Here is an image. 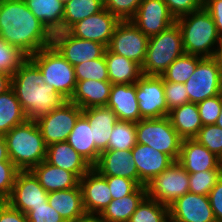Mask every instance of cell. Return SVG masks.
Returning <instances> with one entry per match:
<instances>
[{
  "instance_id": "1",
  "label": "cell",
  "mask_w": 222,
  "mask_h": 222,
  "mask_svg": "<svg viewBox=\"0 0 222 222\" xmlns=\"http://www.w3.org/2000/svg\"><path fill=\"white\" fill-rule=\"evenodd\" d=\"M0 38L27 57L52 45V34L24 0H0Z\"/></svg>"
},
{
  "instance_id": "2",
  "label": "cell",
  "mask_w": 222,
  "mask_h": 222,
  "mask_svg": "<svg viewBox=\"0 0 222 222\" xmlns=\"http://www.w3.org/2000/svg\"><path fill=\"white\" fill-rule=\"evenodd\" d=\"M13 89L28 120H37L68 100L46 84L39 68L27 58L12 75Z\"/></svg>"
},
{
  "instance_id": "3",
  "label": "cell",
  "mask_w": 222,
  "mask_h": 222,
  "mask_svg": "<svg viewBox=\"0 0 222 222\" xmlns=\"http://www.w3.org/2000/svg\"><path fill=\"white\" fill-rule=\"evenodd\" d=\"M4 138L9 159L20 171H29L46 160L47 145L36 121L15 126Z\"/></svg>"
},
{
  "instance_id": "4",
  "label": "cell",
  "mask_w": 222,
  "mask_h": 222,
  "mask_svg": "<svg viewBox=\"0 0 222 222\" xmlns=\"http://www.w3.org/2000/svg\"><path fill=\"white\" fill-rule=\"evenodd\" d=\"M181 29L183 49L186 54L213 58L216 49L212 46L221 42L215 21L202 6L199 10L176 19Z\"/></svg>"
},
{
  "instance_id": "5",
  "label": "cell",
  "mask_w": 222,
  "mask_h": 222,
  "mask_svg": "<svg viewBox=\"0 0 222 222\" xmlns=\"http://www.w3.org/2000/svg\"><path fill=\"white\" fill-rule=\"evenodd\" d=\"M180 27L175 22L168 29L149 38L142 73L146 76H162L168 66L183 55Z\"/></svg>"
},
{
  "instance_id": "6",
  "label": "cell",
  "mask_w": 222,
  "mask_h": 222,
  "mask_svg": "<svg viewBox=\"0 0 222 222\" xmlns=\"http://www.w3.org/2000/svg\"><path fill=\"white\" fill-rule=\"evenodd\" d=\"M28 58L39 68L45 83L70 100L77 83L74 67L52 45Z\"/></svg>"
},
{
  "instance_id": "7",
  "label": "cell",
  "mask_w": 222,
  "mask_h": 222,
  "mask_svg": "<svg viewBox=\"0 0 222 222\" xmlns=\"http://www.w3.org/2000/svg\"><path fill=\"white\" fill-rule=\"evenodd\" d=\"M137 143L151 146L174 161L178 160L182 138L171 125L169 118L141 119L136 123Z\"/></svg>"
},
{
  "instance_id": "8",
  "label": "cell",
  "mask_w": 222,
  "mask_h": 222,
  "mask_svg": "<svg viewBox=\"0 0 222 222\" xmlns=\"http://www.w3.org/2000/svg\"><path fill=\"white\" fill-rule=\"evenodd\" d=\"M187 192H189V173L178 161H174L146 185L147 197L168 207Z\"/></svg>"
},
{
  "instance_id": "9",
  "label": "cell",
  "mask_w": 222,
  "mask_h": 222,
  "mask_svg": "<svg viewBox=\"0 0 222 222\" xmlns=\"http://www.w3.org/2000/svg\"><path fill=\"white\" fill-rule=\"evenodd\" d=\"M81 114L82 109L68 100L61 107L35 120L45 144L49 146L67 141L68 135Z\"/></svg>"
},
{
  "instance_id": "10",
  "label": "cell",
  "mask_w": 222,
  "mask_h": 222,
  "mask_svg": "<svg viewBox=\"0 0 222 222\" xmlns=\"http://www.w3.org/2000/svg\"><path fill=\"white\" fill-rule=\"evenodd\" d=\"M189 102L199 103L222 93V75L214 58H203L185 83Z\"/></svg>"
},
{
  "instance_id": "11",
  "label": "cell",
  "mask_w": 222,
  "mask_h": 222,
  "mask_svg": "<svg viewBox=\"0 0 222 222\" xmlns=\"http://www.w3.org/2000/svg\"><path fill=\"white\" fill-rule=\"evenodd\" d=\"M148 42L149 37L143 34L130 20H125L120 21L116 26L107 48L142 66L146 59Z\"/></svg>"
},
{
  "instance_id": "12",
  "label": "cell",
  "mask_w": 222,
  "mask_h": 222,
  "mask_svg": "<svg viewBox=\"0 0 222 222\" xmlns=\"http://www.w3.org/2000/svg\"><path fill=\"white\" fill-rule=\"evenodd\" d=\"M136 97L142 119H158L168 116L163 78L142 75L136 82Z\"/></svg>"
},
{
  "instance_id": "13",
  "label": "cell",
  "mask_w": 222,
  "mask_h": 222,
  "mask_svg": "<svg viewBox=\"0 0 222 222\" xmlns=\"http://www.w3.org/2000/svg\"><path fill=\"white\" fill-rule=\"evenodd\" d=\"M52 46L73 67L83 62L101 58L106 50L103 44L77 38L68 31L52 34Z\"/></svg>"
},
{
  "instance_id": "14",
  "label": "cell",
  "mask_w": 222,
  "mask_h": 222,
  "mask_svg": "<svg viewBox=\"0 0 222 222\" xmlns=\"http://www.w3.org/2000/svg\"><path fill=\"white\" fill-rule=\"evenodd\" d=\"M6 201L12 208L26 214L31 207H39L47 203L48 192L30 170L19 171L12 192Z\"/></svg>"
},
{
  "instance_id": "15",
  "label": "cell",
  "mask_w": 222,
  "mask_h": 222,
  "mask_svg": "<svg viewBox=\"0 0 222 222\" xmlns=\"http://www.w3.org/2000/svg\"><path fill=\"white\" fill-rule=\"evenodd\" d=\"M119 22L116 16L103 8L98 13L76 22L67 31L77 38L95 41L107 48Z\"/></svg>"
},
{
  "instance_id": "16",
  "label": "cell",
  "mask_w": 222,
  "mask_h": 222,
  "mask_svg": "<svg viewBox=\"0 0 222 222\" xmlns=\"http://www.w3.org/2000/svg\"><path fill=\"white\" fill-rule=\"evenodd\" d=\"M147 37L158 35L172 26L176 19L163 0H142L130 20Z\"/></svg>"
},
{
  "instance_id": "17",
  "label": "cell",
  "mask_w": 222,
  "mask_h": 222,
  "mask_svg": "<svg viewBox=\"0 0 222 222\" xmlns=\"http://www.w3.org/2000/svg\"><path fill=\"white\" fill-rule=\"evenodd\" d=\"M169 222H216L209 197L187 192L169 206Z\"/></svg>"
},
{
  "instance_id": "18",
  "label": "cell",
  "mask_w": 222,
  "mask_h": 222,
  "mask_svg": "<svg viewBox=\"0 0 222 222\" xmlns=\"http://www.w3.org/2000/svg\"><path fill=\"white\" fill-rule=\"evenodd\" d=\"M79 185L87 214L99 215L113 200L106 178L94 168L79 179Z\"/></svg>"
},
{
  "instance_id": "19",
  "label": "cell",
  "mask_w": 222,
  "mask_h": 222,
  "mask_svg": "<svg viewBox=\"0 0 222 222\" xmlns=\"http://www.w3.org/2000/svg\"><path fill=\"white\" fill-rule=\"evenodd\" d=\"M138 170V185L146 186L154 177L165 171L174 160L151 146L137 143L131 149Z\"/></svg>"
},
{
  "instance_id": "20",
  "label": "cell",
  "mask_w": 222,
  "mask_h": 222,
  "mask_svg": "<svg viewBox=\"0 0 222 222\" xmlns=\"http://www.w3.org/2000/svg\"><path fill=\"white\" fill-rule=\"evenodd\" d=\"M190 174L206 170H222V160L193 139H182L177 160Z\"/></svg>"
},
{
  "instance_id": "21",
  "label": "cell",
  "mask_w": 222,
  "mask_h": 222,
  "mask_svg": "<svg viewBox=\"0 0 222 222\" xmlns=\"http://www.w3.org/2000/svg\"><path fill=\"white\" fill-rule=\"evenodd\" d=\"M102 176H119L138 184V170L131 150H104L92 167Z\"/></svg>"
},
{
  "instance_id": "22",
  "label": "cell",
  "mask_w": 222,
  "mask_h": 222,
  "mask_svg": "<svg viewBox=\"0 0 222 222\" xmlns=\"http://www.w3.org/2000/svg\"><path fill=\"white\" fill-rule=\"evenodd\" d=\"M106 107L113 110L118 120L137 123L141 115L135 84H112Z\"/></svg>"
},
{
  "instance_id": "23",
  "label": "cell",
  "mask_w": 222,
  "mask_h": 222,
  "mask_svg": "<svg viewBox=\"0 0 222 222\" xmlns=\"http://www.w3.org/2000/svg\"><path fill=\"white\" fill-rule=\"evenodd\" d=\"M46 161L53 166L73 172L79 179L92 168L67 141L47 146Z\"/></svg>"
},
{
  "instance_id": "24",
  "label": "cell",
  "mask_w": 222,
  "mask_h": 222,
  "mask_svg": "<svg viewBox=\"0 0 222 222\" xmlns=\"http://www.w3.org/2000/svg\"><path fill=\"white\" fill-rule=\"evenodd\" d=\"M82 114L91 125L95 147L101 153L108 147L111 132L118 121L117 116L106 106L82 109Z\"/></svg>"
},
{
  "instance_id": "25",
  "label": "cell",
  "mask_w": 222,
  "mask_h": 222,
  "mask_svg": "<svg viewBox=\"0 0 222 222\" xmlns=\"http://www.w3.org/2000/svg\"><path fill=\"white\" fill-rule=\"evenodd\" d=\"M112 83L109 81L83 80L77 81L70 102L81 109L106 106Z\"/></svg>"
},
{
  "instance_id": "26",
  "label": "cell",
  "mask_w": 222,
  "mask_h": 222,
  "mask_svg": "<svg viewBox=\"0 0 222 222\" xmlns=\"http://www.w3.org/2000/svg\"><path fill=\"white\" fill-rule=\"evenodd\" d=\"M30 171L48 193L75 188L79 185V178L73 172L53 166L46 160Z\"/></svg>"
},
{
  "instance_id": "27",
  "label": "cell",
  "mask_w": 222,
  "mask_h": 222,
  "mask_svg": "<svg viewBox=\"0 0 222 222\" xmlns=\"http://www.w3.org/2000/svg\"><path fill=\"white\" fill-rule=\"evenodd\" d=\"M48 203L66 222L74 221L87 214L83 205L80 185L48 193Z\"/></svg>"
},
{
  "instance_id": "28",
  "label": "cell",
  "mask_w": 222,
  "mask_h": 222,
  "mask_svg": "<svg viewBox=\"0 0 222 222\" xmlns=\"http://www.w3.org/2000/svg\"><path fill=\"white\" fill-rule=\"evenodd\" d=\"M146 196V186H139L132 194L113 199L98 216L102 222H128Z\"/></svg>"
},
{
  "instance_id": "29",
  "label": "cell",
  "mask_w": 222,
  "mask_h": 222,
  "mask_svg": "<svg viewBox=\"0 0 222 222\" xmlns=\"http://www.w3.org/2000/svg\"><path fill=\"white\" fill-rule=\"evenodd\" d=\"M167 117L182 139H193L203 126L196 103L188 102L175 107Z\"/></svg>"
},
{
  "instance_id": "30",
  "label": "cell",
  "mask_w": 222,
  "mask_h": 222,
  "mask_svg": "<svg viewBox=\"0 0 222 222\" xmlns=\"http://www.w3.org/2000/svg\"><path fill=\"white\" fill-rule=\"evenodd\" d=\"M108 78L112 84H135L143 75L142 66L128 58L117 55L106 48Z\"/></svg>"
},
{
  "instance_id": "31",
  "label": "cell",
  "mask_w": 222,
  "mask_h": 222,
  "mask_svg": "<svg viewBox=\"0 0 222 222\" xmlns=\"http://www.w3.org/2000/svg\"><path fill=\"white\" fill-rule=\"evenodd\" d=\"M67 142L93 167L98 161L100 152L95 147L91 125L81 114L74 128L68 135Z\"/></svg>"
},
{
  "instance_id": "32",
  "label": "cell",
  "mask_w": 222,
  "mask_h": 222,
  "mask_svg": "<svg viewBox=\"0 0 222 222\" xmlns=\"http://www.w3.org/2000/svg\"><path fill=\"white\" fill-rule=\"evenodd\" d=\"M33 15L54 34L63 31L64 8L59 0H24Z\"/></svg>"
},
{
  "instance_id": "33",
  "label": "cell",
  "mask_w": 222,
  "mask_h": 222,
  "mask_svg": "<svg viewBox=\"0 0 222 222\" xmlns=\"http://www.w3.org/2000/svg\"><path fill=\"white\" fill-rule=\"evenodd\" d=\"M28 119L12 88L0 94V135L7 134L12 128Z\"/></svg>"
},
{
  "instance_id": "34",
  "label": "cell",
  "mask_w": 222,
  "mask_h": 222,
  "mask_svg": "<svg viewBox=\"0 0 222 222\" xmlns=\"http://www.w3.org/2000/svg\"><path fill=\"white\" fill-rule=\"evenodd\" d=\"M103 0H70L65 4L63 31L103 9Z\"/></svg>"
},
{
  "instance_id": "35",
  "label": "cell",
  "mask_w": 222,
  "mask_h": 222,
  "mask_svg": "<svg viewBox=\"0 0 222 222\" xmlns=\"http://www.w3.org/2000/svg\"><path fill=\"white\" fill-rule=\"evenodd\" d=\"M203 57L184 53L162 74L163 82L185 83L194 73Z\"/></svg>"
},
{
  "instance_id": "36",
  "label": "cell",
  "mask_w": 222,
  "mask_h": 222,
  "mask_svg": "<svg viewBox=\"0 0 222 222\" xmlns=\"http://www.w3.org/2000/svg\"><path fill=\"white\" fill-rule=\"evenodd\" d=\"M128 222H169V207L146 196Z\"/></svg>"
},
{
  "instance_id": "37",
  "label": "cell",
  "mask_w": 222,
  "mask_h": 222,
  "mask_svg": "<svg viewBox=\"0 0 222 222\" xmlns=\"http://www.w3.org/2000/svg\"><path fill=\"white\" fill-rule=\"evenodd\" d=\"M137 144L136 123L118 120L106 150H131Z\"/></svg>"
},
{
  "instance_id": "38",
  "label": "cell",
  "mask_w": 222,
  "mask_h": 222,
  "mask_svg": "<svg viewBox=\"0 0 222 222\" xmlns=\"http://www.w3.org/2000/svg\"><path fill=\"white\" fill-rule=\"evenodd\" d=\"M77 81H109L107 63L104 55L101 58L83 62L74 66Z\"/></svg>"
},
{
  "instance_id": "39",
  "label": "cell",
  "mask_w": 222,
  "mask_h": 222,
  "mask_svg": "<svg viewBox=\"0 0 222 222\" xmlns=\"http://www.w3.org/2000/svg\"><path fill=\"white\" fill-rule=\"evenodd\" d=\"M222 175V170H206L189 174V192L208 196Z\"/></svg>"
},
{
  "instance_id": "40",
  "label": "cell",
  "mask_w": 222,
  "mask_h": 222,
  "mask_svg": "<svg viewBox=\"0 0 222 222\" xmlns=\"http://www.w3.org/2000/svg\"><path fill=\"white\" fill-rule=\"evenodd\" d=\"M28 57L0 38V71L13 75Z\"/></svg>"
},
{
  "instance_id": "41",
  "label": "cell",
  "mask_w": 222,
  "mask_h": 222,
  "mask_svg": "<svg viewBox=\"0 0 222 222\" xmlns=\"http://www.w3.org/2000/svg\"><path fill=\"white\" fill-rule=\"evenodd\" d=\"M194 139L222 160V128L216 124L202 126Z\"/></svg>"
},
{
  "instance_id": "42",
  "label": "cell",
  "mask_w": 222,
  "mask_h": 222,
  "mask_svg": "<svg viewBox=\"0 0 222 222\" xmlns=\"http://www.w3.org/2000/svg\"><path fill=\"white\" fill-rule=\"evenodd\" d=\"M142 0H103V7L120 21L131 20Z\"/></svg>"
},
{
  "instance_id": "43",
  "label": "cell",
  "mask_w": 222,
  "mask_h": 222,
  "mask_svg": "<svg viewBox=\"0 0 222 222\" xmlns=\"http://www.w3.org/2000/svg\"><path fill=\"white\" fill-rule=\"evenodd\" d=\"M222 104V93L197 103L203 126L215 124Z\"/></svg>"
},
{
  "instance_id": "44",
  "label": "cell",
  "mask_w": 222,
  "mask_h": 222,
  "mask_svg": "<svg viewBox=\"0 0 222 222\" xmlns=\"http://www.w3.org/2000/svg\"><path fill=\"white\" fill-rule=\"evenodd\" d=\"M168 111L189 102L185 84L163 82Z\"/></svg>"
},
{
  "instance_id": "45",
  "label": "cell",
  "mask_w": 222,
  "mask_h": 222,
  "mask_svg": "<svg viewBox=\"0 0 222 222\" xmlns=\"http://www.w3.org/2000/svg\"><path fill=\"white\" fill-rule=\"evenodd\" d=\"M19 171L12 161H0V195L6 200L12 192Z\"/></svg>"
},
{
  "instance_id": "46",
  "label": "cell",
  "mask_w": 222,
  "mask_h": 222,
  "mask_svg": "<svg viewBox=\"0 0 222 222\" xmlns=\"http://www.w3.org/2000/svg\"><path fill=\"white\" fill-rule=\"evenodd\" d=\"M108 182L112 199L132 194L139 185L131 179L119 176H104Z\"/></svg>"
},
{
  "instance_id": "47",
  "label": "cell",
  "mask_w": 222,
  "mask_h": 222,
  "mask_svg": "<svg viewBox=\"0 0 222 222\" xmlns=\"http://www.w3.org/2000/svg\"><path fill=\"white\" fill-rule=\"evenodd\" d=\"M26 215L28 222H66L48 202L39 207H31Z\"/></svg>"
},
{
  "instance_id": "48",
  "label": "cell",
  "mask_w": 222,
  "mask_h": 222,
  "mask_svg": "<svg viewBox=\"0 0 222 222\" xmlns=\"http://www.w3.org/2000/svg\"><path fill=\"white\" fill-rule=\"evenodd\" d=\"M171 15L177 19L199 10L203 6V0H163Z\"/></svg>"
},
{
  "instance_id": "49",
  "label": "cell",
  "mask_w": 222,
  "mask_h": 222,
  "mask_svg": "<svg viewBox=\"0 0 222 222\" xmlns=\"http://www.w3.org/2000/svg\"><path fill=\"white\" fill-rule=\"evenodd\" d=\"M208 197L216 222H222V175L209 192Z\"/></svg>"
},
{
  "instance_id": "50",
  "label": "cell",
  "mask_w": 222,
  "mask_h": 222,
  "mask_svg": "<svg viewBox=\"0 0 222 222\" xmlns=\"http://www.w3.org/2000/svg\"><path fill=\"white\" fill-rule=\"evenodd\" d=\"M203 7L215 21L217 32L222 39V0H203Z\"/></svg>"
},
{
  "instance_id": "51",
  "label": "cell",
  "mask_w": 222,
  "mask_h": 222,
  "mask_svg": "<svg viewBox=\"0 0 222 222\" xmlns=\"http://www.w3.org/2000/svg\"><path fill=\"white\" fill-rule=\"evenodd\" d=\"M0 222H28L27 215L12 208L7 202L0 209Z\"/></svg>"
},
{
  "instance_id": "52",
  "label": "cell",
  "mask_w": 222,
  "mask_h": 222,
  "mask_svg": "<svg viewBox=\"0 0 222 222\" xmlns=\"http://www.w3.org/2000/svg\"><path fill=\"white\" fill-rule=\"evenodd\" d=\"M12 75L0 71V94L5 93L11 88Z\"/></svg>"
},
{
  "instance_id": "53",
  "label": "cell",
  "mask_w": 222,
  "mask_h": 222,
  "mask_svg": "<svg viewBox=\"0 0 222 222\" xmlns=\"http://www.w3.org/2000/svg\"><path fill=\"white\" fill-rule=\"evenodd\" d=\"M0 161H11L8 156L7 145L3 135H0Z\"/></svg>"
},
{
  "instance_id": "54",
  "label": "cell",
  "mask_w": 222,
  "mask_h": 222,
  "mask_svg": "<svg viewBox=\"0 0 222 222\" xmlns=\"http://www.w3.org/2000/svg\"><path fill=\"white\" fill-rule=\"evenodd\" d=\"M70 222H102L98 215L86 214L81 218Z\"/></svg>"
},
{
  "instance_id": "55",
  "label": "cell",
  "mask_w": 222,
  "mask_h": 222,
  "mask_svg": "<svg viewBox=\"0 0 222 222\" xmlns=\"http://www.w3.org/2000/svg\"><path fill=\"white\" fill-rule=\"evenodd\" d=\"M217 49H216V52L214 54V59L217 61V64L220 68V71H221V75H222V39H221V42L219 43V45H217Z\"/></svg>"
},
{
  "instance_id": "56",
  "label": "cell",
  "mask_w": 222,
  "mask_h": 222,
  "mask_svg": "<svg viewBox=\"0 0 222 222\" xmlns=\"http://www.w3.org/2000/svg\"><path fill=\"white\" fill-rule=\"evenodd\" d=\"M215 124L218 125L220 128H222V104H221V110H220L219 117L217 118V121Z\"/></svg>"
},
{
  "instance_id": "57",
  "label": "cell",
  "mask_w": 222,
  "mask_h": 222,
  "mask_svg": "<svg viewBox=\"0 0 222 222\" xmlns=\"http://www.w3.org/2000/svg\"><path fill=\"white\" fill-rule=\"evenodd\" d=\"M6 199L0 195V209L6 204Z\"/></svg>"
},
{
  "instance_id": "58",
  "label": "cell",
  "mask_w": 222,
  "mask_h": 222,
  "mask_svg": "<svg viewBox=\"0 0 222 222\" xmlns=\"http://www.w3.org/2000/svg\"><path fill=\"white\" fill-rule=\"evenodd\" d=\"M63 5H65L67 2H69L70 0H59Z\"/></svg>"
}]
</instances>
